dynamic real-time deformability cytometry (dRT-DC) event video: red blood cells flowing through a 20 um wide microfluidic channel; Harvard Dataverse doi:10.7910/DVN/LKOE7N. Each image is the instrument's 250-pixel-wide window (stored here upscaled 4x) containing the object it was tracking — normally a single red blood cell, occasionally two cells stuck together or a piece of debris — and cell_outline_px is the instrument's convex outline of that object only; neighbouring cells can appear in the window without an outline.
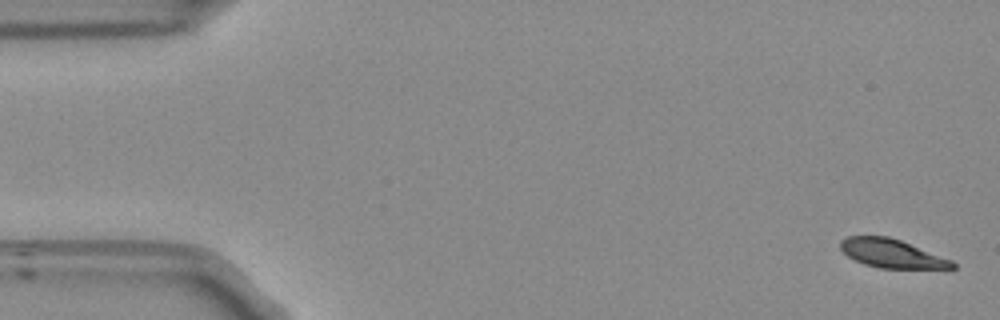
{"species": "Egyptian fruit bat (a non-hibernating species)", "species_latin": "Rousettus aegyptiacus", "temperature_condition": "room temperature", "stored_images_in_passage": 8, "segment_of_instrument_passage": [2, 2], "camera_frame_rate_fps": 3000, "um_per_image_px": 0.085, "frame": {"image": 1, "passage_image": 8, "time_ms": 2.333, "image_size_px": [1000, 320], "cell_outline_px": [[956, 268], [952, 272], [880, 268], [864, 264], [848, 256], [840, 248], [840, 240], [848, 236], [888, 236], [900, 240], [952, 260], [956, 264]], "centroid_in_image_um": [75.97, 21.62], "position_along_channel_um": 9.0, "area_um2": 19.54}}